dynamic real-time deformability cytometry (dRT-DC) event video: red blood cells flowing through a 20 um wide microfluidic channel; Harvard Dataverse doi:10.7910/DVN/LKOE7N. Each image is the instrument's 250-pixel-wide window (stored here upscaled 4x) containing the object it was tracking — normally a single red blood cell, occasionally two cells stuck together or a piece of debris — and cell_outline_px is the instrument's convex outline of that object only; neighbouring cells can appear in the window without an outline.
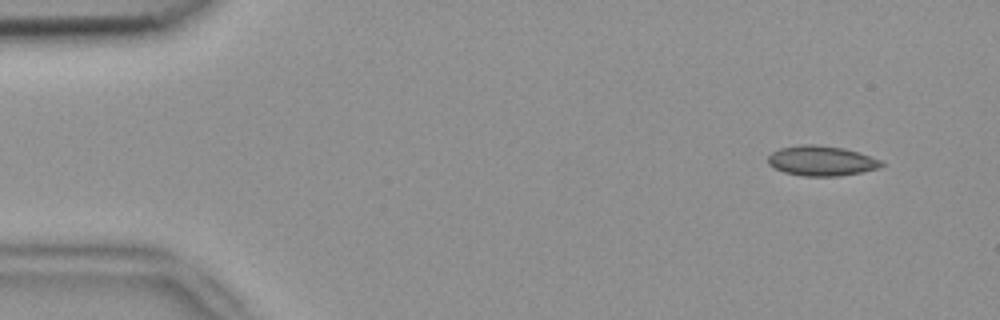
{"species": "common noctule bat (a hibernating species)", "species_latin": "Nyctalus noctula", "temperature_condition": "room temperature", "stored_images_in_passage": 4, "camera_frame_rate_fps": 3000, "um_per_image_px": 0.085, "animal": {"sex": "female", "body_mass_g": 18.4}, "frame": {"image": 1, "passage_image": 1, "time_ms": 0.0, "image_size_px": [1000, 320], "cell_outline_px": [[884, 164], [880, 168], [840, 176], [804, 176], [784, 172], [768, 164], [768, 156], [772, 152], [780, 148], [800, 144], [820, 144], [844, 148], [860, 152], [880, 160]], "centroid_in_image_um": [69.83, 13.65], "position_along_channel_um": 15.2, "area_um2": 19.94}}
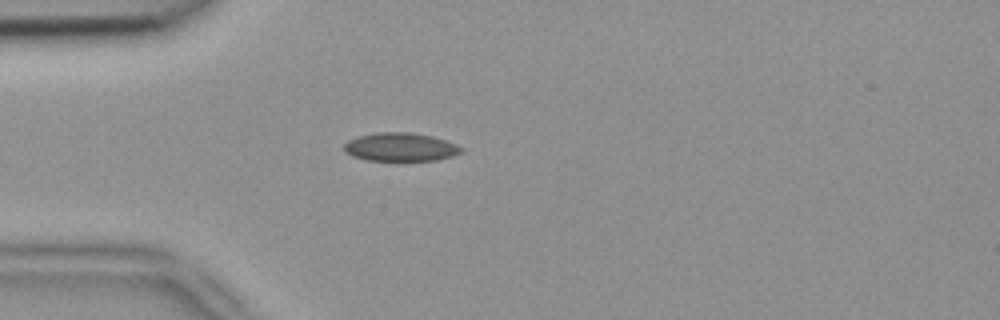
{"frame": {"image": 2, "passage_image": 4, "time_ms": 1.0, "image_size_px": [1000, 320], "cell_outline_px": [[464, 152], [452, 156], [436, 160], [368, 160], [352, 156], [344, 152], [344, 144], [348, 140], [360, 136], [376, 132], [408, 132], [432, 136], [456, 144], [464, 148]], "centroid_in_image_um": [34.05, 12.49], "position_along_channel_um": 51.0, "area_um2": 19.36}}